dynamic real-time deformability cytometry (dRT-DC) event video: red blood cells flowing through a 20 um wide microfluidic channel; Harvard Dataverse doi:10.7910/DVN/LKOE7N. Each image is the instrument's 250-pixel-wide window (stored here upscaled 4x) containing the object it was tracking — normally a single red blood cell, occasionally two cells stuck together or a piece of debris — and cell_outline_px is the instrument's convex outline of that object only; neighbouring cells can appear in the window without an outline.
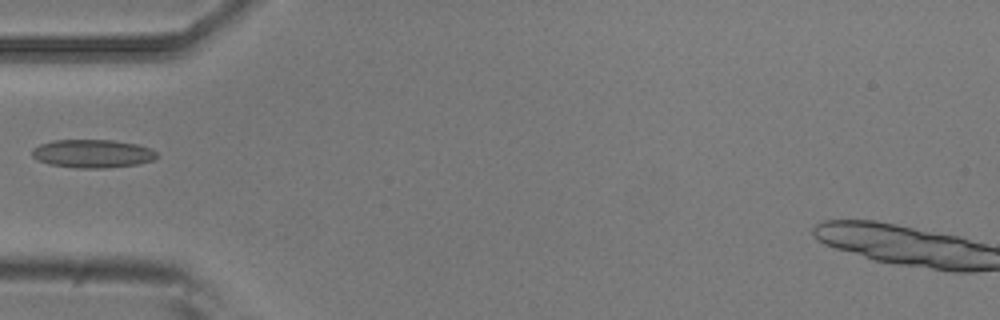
{"species": "common noctule bat (a hibernating species)", "species_latin": "Nyctalus noctula", "temperature_condition": "room temperature", "stored_images_in_passage": 6, "camera_frame_rate_fps": 3000, "um_per_image_px": 0.085, "animal": {"sex": "male", "body_mass_g": 20.5, "forearm_length_mm": 52.5}, "frame": {"image": 1, "passage_image": 5, "time_ms": 1.333, "image_size_px": [1000, 320], "cell_outline_px": [[160, 156], [152, 160], [136, 164], [108, 168], [76, 168], [48, 164], [36, 160], [32, 156], [32, 148], [40, 144], [52, 140], [112, 140], [136, 144], [152, 148]], "centroid_in_image_um": [7.85, 13.06], "position_along_channel_um": 77.2, "area_um2": 20.75}}
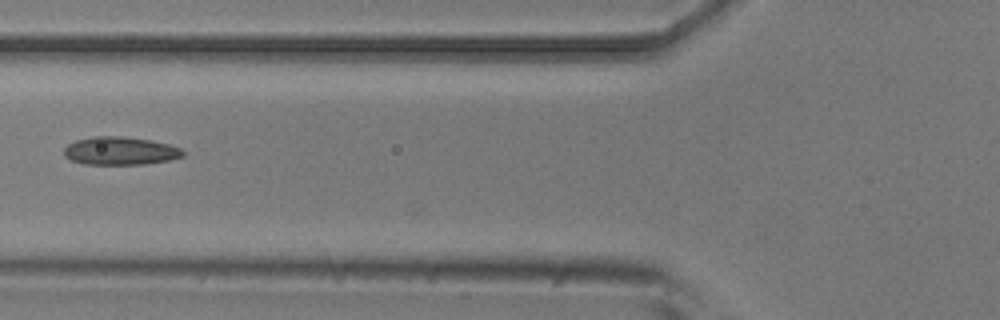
{"frame": {"image": 2, "passage_image": 6, "time_ms": 1.667, "image_size_px": [1000, 320], "cell_outline_px": [[184, 156], [168, 160], [144, 164], [84, 164], [72, 160], [64, 156], [64, 148], [68, 144], [76, 140], [92, 136], [124, 136], [148, 140], [168, 144], [180, 148], [184, 152]], "centroid_in_image_um": [10.19, 12.82], "position_along_channel_um": 115.6, "area_um2": 19.36}}